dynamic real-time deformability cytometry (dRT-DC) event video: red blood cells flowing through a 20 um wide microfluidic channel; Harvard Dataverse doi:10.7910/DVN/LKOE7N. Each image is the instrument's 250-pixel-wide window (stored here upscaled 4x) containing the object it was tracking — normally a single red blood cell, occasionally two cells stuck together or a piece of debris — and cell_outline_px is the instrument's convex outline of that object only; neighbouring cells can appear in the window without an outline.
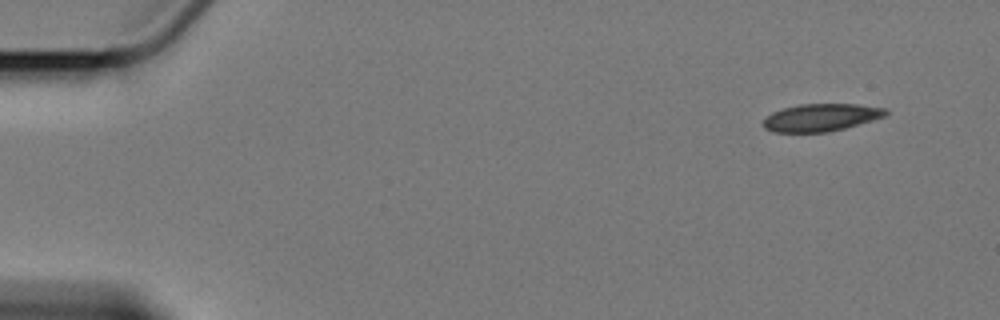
{"species": "Egyptian fruit bat (a non-hibernating species)", "species_latin": "Rousettus aegyptiacus", "temperature_condition": "cold", "stored_images_in_passage": 4, "camera_frame_rate_fps": 3000, "um_per_image_px": 0.085, "animal": {"sex": "female"}, "frame": {"image": 1, "passage_image": 1, "time_ms": 0.0, "image_size_px": [1000, 320], "cell_outline_px": [[888, 112], [884, 116], [872, 120], [844, 128], [828, 132], [772, 132], [764, 128], [764, 120], [772, 112], [784, 108], [800, 104], [856, 104], [888, 108]], "centroid_in_image_um": [69.79, 9.98], "position_along_channel_um": 15.2, "area_um2": 19.48}}